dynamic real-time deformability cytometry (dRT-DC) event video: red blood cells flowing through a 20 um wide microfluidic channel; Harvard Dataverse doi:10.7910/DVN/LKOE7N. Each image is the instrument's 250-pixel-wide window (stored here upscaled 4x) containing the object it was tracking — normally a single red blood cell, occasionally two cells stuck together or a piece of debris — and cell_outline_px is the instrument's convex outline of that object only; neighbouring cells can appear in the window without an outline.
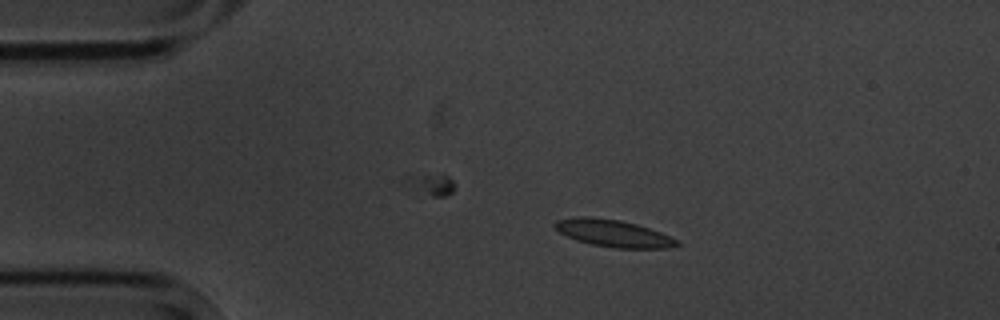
{"species": "common noctule bat (a hibernating species)", "species_latin": "Nyctalus noctula", "temperature_condition": "cold", "stored_images_in_passage": 3, "camera_frame_rate_fps": 3000, "um_per_image_px": 0.085, "animal": {"sex": "male", "body_mass_g": 20.1, "forearm_length_mm": 53.5}, "frame": {"image": 1, "passage_image": 2, "time_ms": 1.333, "image_size_px": [1000, 320], "cell_outline_px": [[680, 244], [668, 248], [616, 248], [592, 244], [576, 240], [560, 232], [552, 224], [556, 220], [576, 216], [588, 216], [620, 220], [636, 224], [660, 232], [680, 240]], "centroid_in_image_um": [52.13, 19.82], "position_along_channel_um": 32.9, "area_um2": 19.25}}